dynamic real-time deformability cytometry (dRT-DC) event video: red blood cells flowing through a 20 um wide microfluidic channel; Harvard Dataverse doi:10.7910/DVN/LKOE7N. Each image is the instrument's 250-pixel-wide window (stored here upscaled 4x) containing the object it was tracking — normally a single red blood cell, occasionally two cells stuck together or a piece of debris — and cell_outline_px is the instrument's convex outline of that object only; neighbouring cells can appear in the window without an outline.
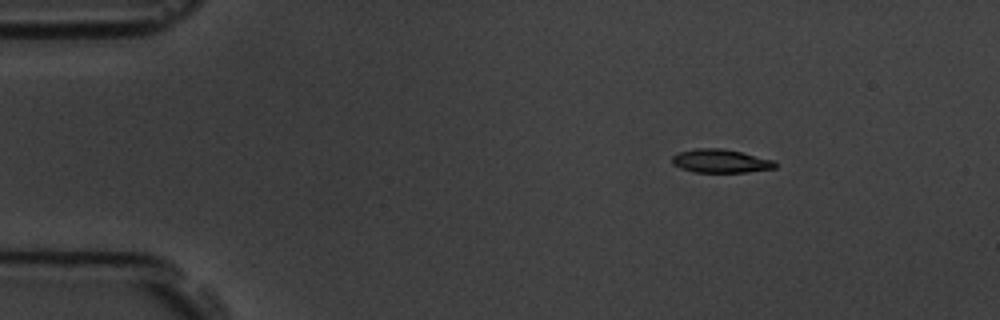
{"species": "common noctule bat (a hibernating species)", "species_latin": "Nyctalus noctula", "temperature_condition": "room temperature", "stored_images_in_passage": 4, "camera_frame_rate_fps": 3000, "um_per_image_px": 0.085, "animal": {"sex": "male", "body_mass_g": 19.5, "forearm_length_mm": 54.6}, "frame": {"image": 1, "passage_image": 2, "time_ms": 2.0, "image_size_px": [1000, 320], "cell_outline_px": [[776, 168], [748, 172], [692, 172], [680, 168], [672, 164], [672, 156], [680, 152], [696, 148], [720, 148], [740, 152], [772, 160], [776, 164]], "centroid_in_image_um": [61.21, 13.69], "position_along_channel_um": 23.8, "area_um2": 13.99}}